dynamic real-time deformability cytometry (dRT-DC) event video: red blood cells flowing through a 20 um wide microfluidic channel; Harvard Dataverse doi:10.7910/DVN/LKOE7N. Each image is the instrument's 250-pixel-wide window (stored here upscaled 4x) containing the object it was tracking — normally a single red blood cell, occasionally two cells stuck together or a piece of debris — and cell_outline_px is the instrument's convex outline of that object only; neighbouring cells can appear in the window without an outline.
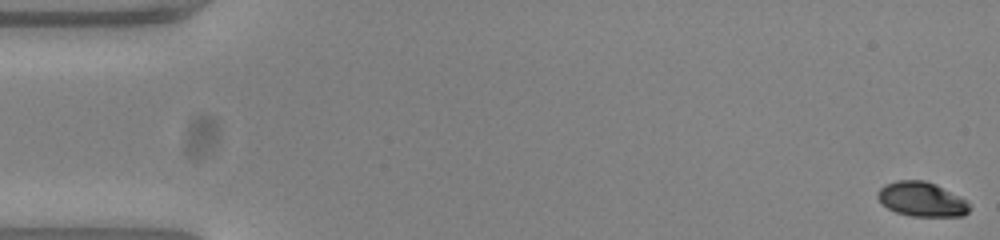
{"species": "common noctule bat (a hibernating species)", "species_latin": "Nyctalus noctula", "temperature_condition": "warm", "stored_images_in_passage": 54, "camera_frame_rate_fps": 3000, "um_per_image_px": 0.085, "animal": {"sex": "female", "body_mass_g": 23.0, "forearm_length_mm": 53.4}, "frame": {"image": 1, "passage_image": 1, "time_ms": 0.0, "image_size_px": [1000, 240], "cell_outline_px": [[972, 208], [964, 216], [912, 216], [896, 212], [880, 204], [876, 196], [876, 192], [884, 184], [896, 180], [924, 180], [936, 184], [964, 200]], "centroid_in_image_um": [78.28, 16.93], "position_along_channel_um": 6.7, "area_um2": 18.5}}
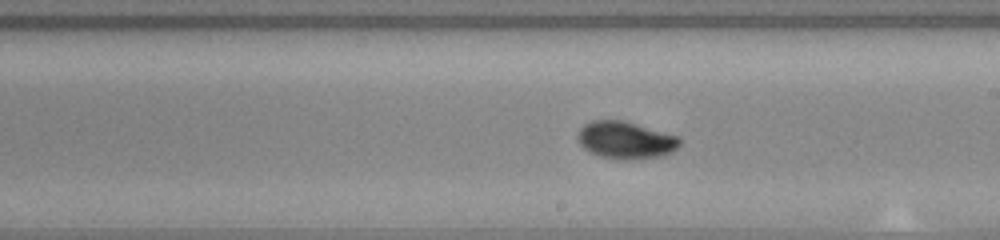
{"frame": {"image": 2, "passage_image": 31, "time_ms": 10.0, "image_size_px": [1000, 240], "cell_outline_px": [[680, 144], [672, 152], [664, 156], [624, 160], [600, 156], [584, 148], [580, 144], [576, 136], [580, 128], [584, 124], [592, 120], [624, 120], [676, 136], [680, 140]], "centroid_in_image_um": [53.15, 11.91], "position_along_channel_um": 235.9, "area_um2": 22.02}}
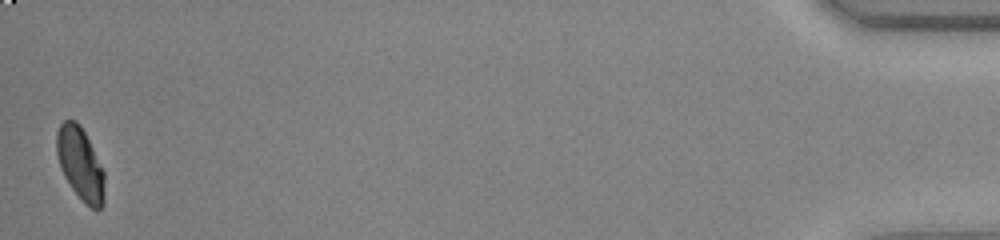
{"frame": {"image": 3, "passage_image": 54, "time_ms": 17.667, "image_size_px": [1000, 240], "cell_outline_px": [[104, 204], [96, 212], [72, 188], [64, 176], [60, 168], [56, 152], [56, 132], [60, 124], [64, 120], [76, 120], [80, 124], [104, 172]], "centroid_in_image_um": [6.81, 13.9], "position_along_channel_um": 428.4, "area_um2": 20.0}, "authors_computed_cell_mechanics": {"area_um2": 20.4034, "velocity_mm_per_s": 3.7869, "shape_relaxation_time_tau1_ms": 3.0657, "shape_relaxation_time_tau2_ms": 0.7107, "deformation_change_tau1": 0.1534, "deformation_change_tau2": 0.0372}}